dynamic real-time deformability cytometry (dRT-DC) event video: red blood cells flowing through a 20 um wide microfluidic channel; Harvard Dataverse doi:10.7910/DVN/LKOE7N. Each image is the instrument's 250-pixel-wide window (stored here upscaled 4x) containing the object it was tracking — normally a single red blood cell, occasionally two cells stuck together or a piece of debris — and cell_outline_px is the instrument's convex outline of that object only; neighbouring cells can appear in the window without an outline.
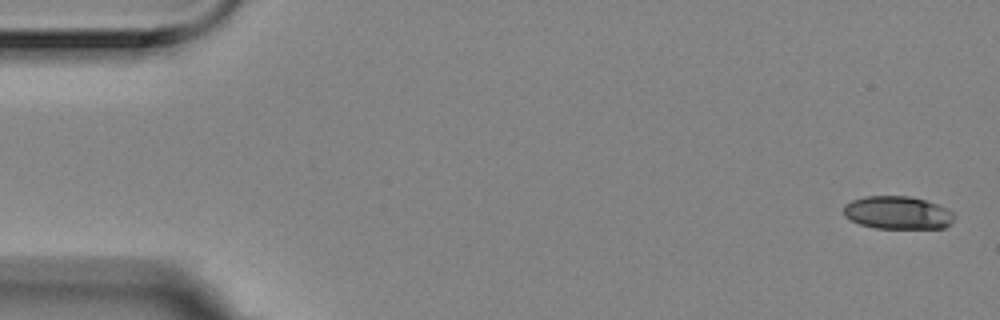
{"species": "Egyptian fruit bat (a non-hibernating species)", "species_latin": "Rousettus aegyptiacus", "temperature_condition": "room temperature", "stored_images_in_passage": 11, "camera_frame_rate_fps": 3000, "um_per_image_px": 0.085, "animal": {"sex": "female"}, "frame": {"image": 1, "passage_image": 1, "time_ms": 0.0, "image_size_px": [1000, 320], "cell_outline_px": [[956, 216], [944, 228], [876, 228], [860, 224], [844, 216], [844, 204], [852, 200], [864, 196], [908, 196], [924, 200], [936, 204], [952, 212]], "centroid_in_image_um": [76.26, 18.08], "position_along_channel_um": 8.7, "area_um2": 21.04}}
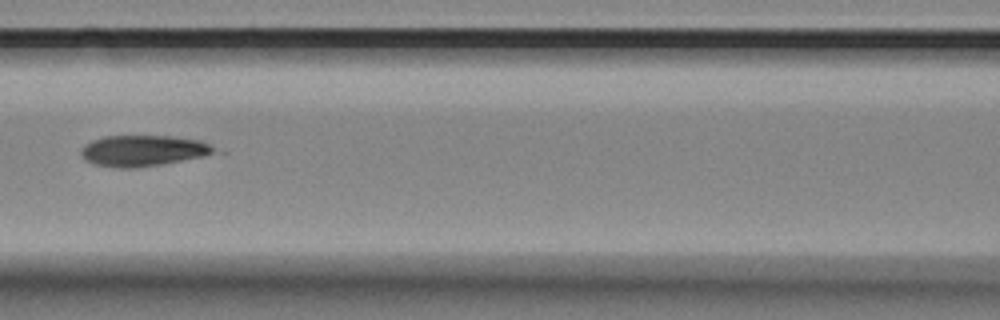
{"frame": {"image": 2, "passage_image": 7, "time_ms": 2.0, "image_size_px": [1000, 320], "cell_outline_px": [[228, 152], [160, 164], [136, 168], [120, 168], [92, 164], [84, 160], [80, 156], [80, 148], [84, 144], [92, 140], [104, 136], [172, 136], [200, 140]], "centroid_in_image_um": [12.22, 12.81], "position_along_channel_um": 154.4, "area_um2": 24.68}}
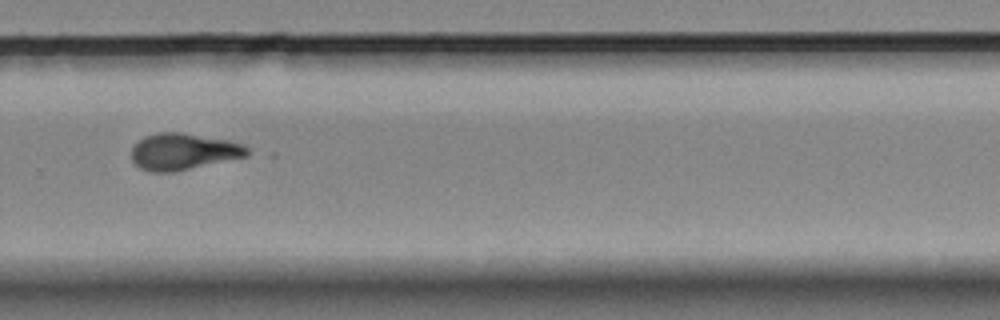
{"frame": {"image": 3, "passage_image": 11, "time_ms": 3.333, "image_size_px": [1000, 320], "cell_outline_px": [[248, 156], [172, 172], [148, 172], [140, 168], [132, 160], [132, 148], [144, 136], [156, 132], [180, 132], [228, 140], [244, 144], [248, 148]], "centroid_in_image_um": [15.57, 12.88], "position_along_channel_um": 314.2, "area_um2": 24.57}}